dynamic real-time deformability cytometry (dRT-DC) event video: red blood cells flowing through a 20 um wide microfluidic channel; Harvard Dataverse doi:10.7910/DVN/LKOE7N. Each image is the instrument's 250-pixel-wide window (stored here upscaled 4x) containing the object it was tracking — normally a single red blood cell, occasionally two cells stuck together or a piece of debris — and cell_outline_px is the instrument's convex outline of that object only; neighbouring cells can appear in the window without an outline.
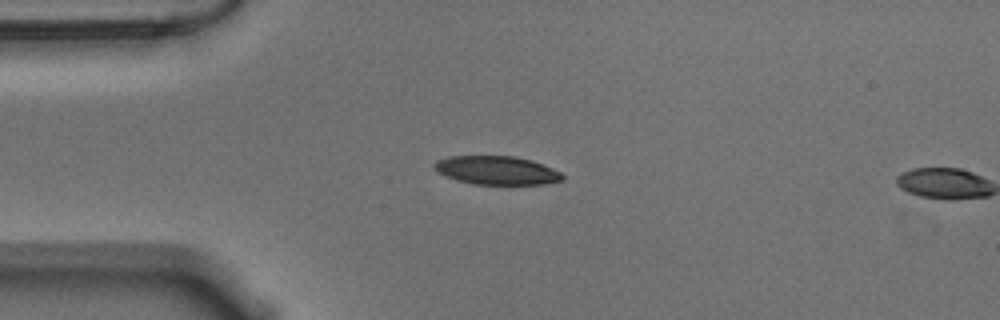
{"species": "Egyptian fruit bat (a non-hibernating species)", "species_latin": "Rousettus aegyptiacus", "temperature_condition": "warm", "stored_images_in_passage": 3, "camera_frame_rate_fps": 3000, "um_per_image_px": 0.085, "animal": {"sex": "male"}, "frame": {"image": 1, "passage_image": 1, "time_ms": 0.0, "image_size_px": [1000, 320], "cell_outline_px": [[564, 180], [544, 184], [476, 184], [456, 180], [436, 172], [432, 164], [436, 160], [448, 156], [516, 156], [532, 160], [552, 168], [560, 172], [564, 176]], "centroid_in_image_um": [42.2, 14.47], "position_along_channel_um": 42.8, "area_um2": 21.44}}